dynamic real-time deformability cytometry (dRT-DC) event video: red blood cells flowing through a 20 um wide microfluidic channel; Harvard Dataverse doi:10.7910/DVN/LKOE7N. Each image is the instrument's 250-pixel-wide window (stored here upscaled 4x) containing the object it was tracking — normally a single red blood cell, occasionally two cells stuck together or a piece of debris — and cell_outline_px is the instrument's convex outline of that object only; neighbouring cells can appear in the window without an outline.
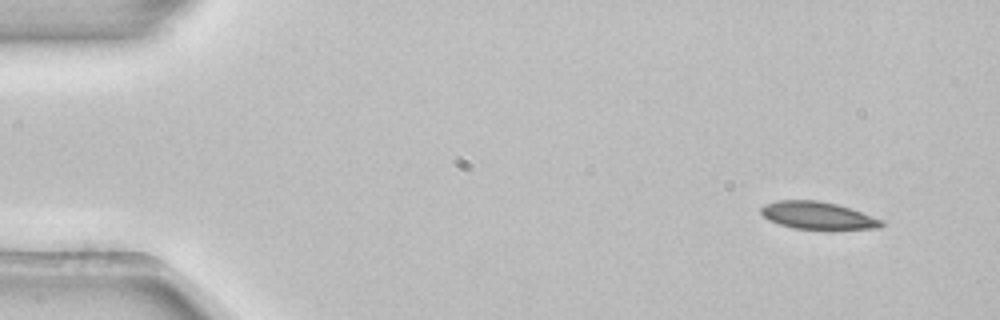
{"species": "common noctule bat (a hibernating species)", "species_latin": "Nyctalus noctula", "temperature_condition": "room temperature", "stored_images_in_passage": 3, "camera_frame_rate_fps": 3000, "um_per_image_px": 0.085, "animal": {"sex": "female", "body_mass_g": 22.7, "forearm_length_mm": 54.2}, "frame": {"image": 1, "passage_image": 1, "time_ms": 0.0, "image_size_px": [1000, 320], "cell_outline_px": [[884, 224], [880, 228], [792, 228], [768, 220], [760, 212], [760, 208], [764, 204], [776, 200], [820, 200], [836, 204], [884, 220]], "centroid_in_image_um": [69.45, 18.29], "position_along_channel_um": 15.6, "area_um2": 18.9}}